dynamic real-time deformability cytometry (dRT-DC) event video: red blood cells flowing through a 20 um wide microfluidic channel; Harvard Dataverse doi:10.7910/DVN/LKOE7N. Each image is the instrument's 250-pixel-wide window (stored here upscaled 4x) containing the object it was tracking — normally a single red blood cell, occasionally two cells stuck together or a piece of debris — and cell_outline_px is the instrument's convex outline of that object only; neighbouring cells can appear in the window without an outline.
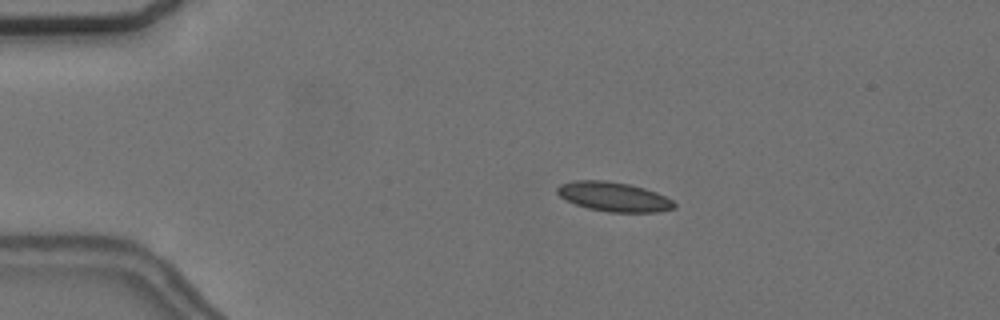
{"species": "common noctule bat (a hibernating species)", "species_latin": "Nyctalus noctula", "temperature_condition": "cold", "stored_images_in_passage": 7, "camera_frame_rate_fps": 3000, "um_per_image_px": 0.085, "animal": {"sex": "female", "body_mass_g": 24.6, "forearm_length_mm": 56.2}, "frame": {"image": 1, "passage_image": 4, "time_ms": 3.667, "image_size_px": [1000, 320], "cell_outline_px": [[676, 208], [656, 212], [608, 212], [588, 208], [576, 204], [560, 196], [556, 192], [556, 188], [560, 184], [576, 180], [604, 180], [628, 184], [644, 188], [656, 192], [672, 200], [676, 204]], "centroid_in_image_um": [52.17, 16.72], "position_along_channel_um": 32.8, "area_um2": 19.94}}
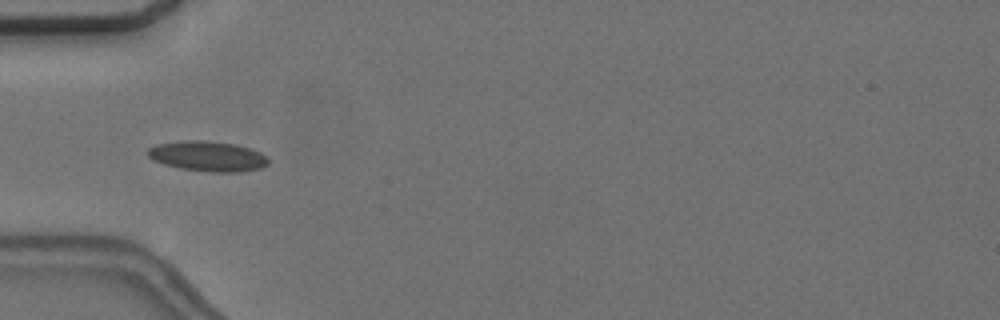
{"frame": {"image": 2, "passage_image": 6, "time_ms": 6.0, "image_size_px": [1000, 320], "cell_outline_px": [[268, 164], [260, 168], [240, 172], [212, 172], [180, 168], [164, 164], [152, 160], [148, 156], [148, 148], [156, 144], [184, 140], [200, 140], [236, 144], [260, 152], [268, 156]], "centroid_in_image_um": [17.65, 13.28], "position_along_channel_um": 67.3, "area_um2": 21.21}}